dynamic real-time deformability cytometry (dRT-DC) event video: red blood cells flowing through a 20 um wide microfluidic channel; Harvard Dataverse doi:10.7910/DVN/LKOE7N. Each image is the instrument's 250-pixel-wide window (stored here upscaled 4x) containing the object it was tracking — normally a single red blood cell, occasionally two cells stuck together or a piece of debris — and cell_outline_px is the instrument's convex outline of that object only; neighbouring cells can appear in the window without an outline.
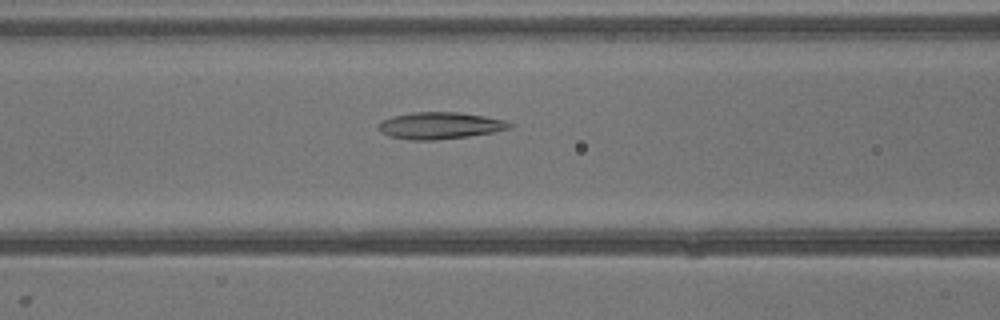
{"species": "common noctule bat (a hibernating species)", "species_latin": "Nyctalus noctula", "temperature_condition": "warm", "stored_images_in_passage": 40, "camera_frame_rate_fps": 3000, "um_per_image_px": 0.085, "animal": {"sex": "male", "body_mass_g": 13.3}, "frame": {"image": 1, "passage_image": 17, "time_ms": 5.333, "image_size_px": [1000, 320], "cell_outline_px": [[512, 128], [492, 132], [468, 136], [432, 140], [408, 140], [392, 136], [376, 128], [376, 124], [380, 120], [392, 116], [412, 112], [460, 112], [484, 116], [504, 120], [512, 124]], "centroid_in_image_um": [37.36, 10.66], "position_along_channel_um": 129.2, "area_um2": 20.46}}
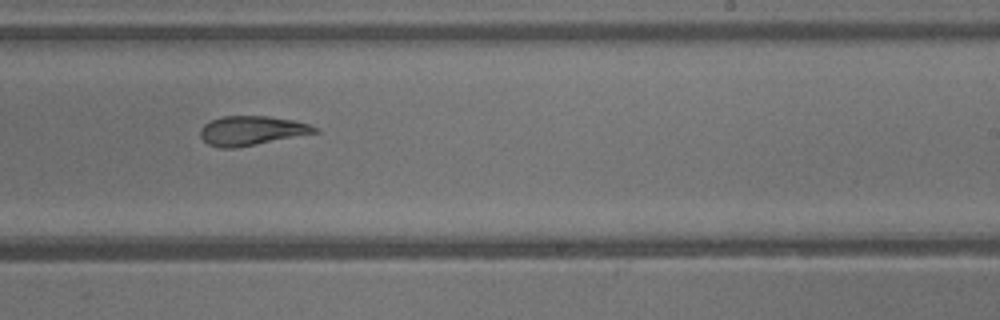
{"frame": {"image": 2, "passage_image": 25, "time_ms": 8.0, "image_size_px": [1000, 320], "cell_outline_px": [[320, 132], [236, 148], [220, 148], [208, 144], [200, 136], [200, 128], [204, 124], [212, 120], [224, 116], [268, 116], [292, 120], [308, 124], [320, 128]], "centroid_in_image_um": [21.39, 11.11], "position_along_channel_um": 267.6, "area_um2": 19.54}}
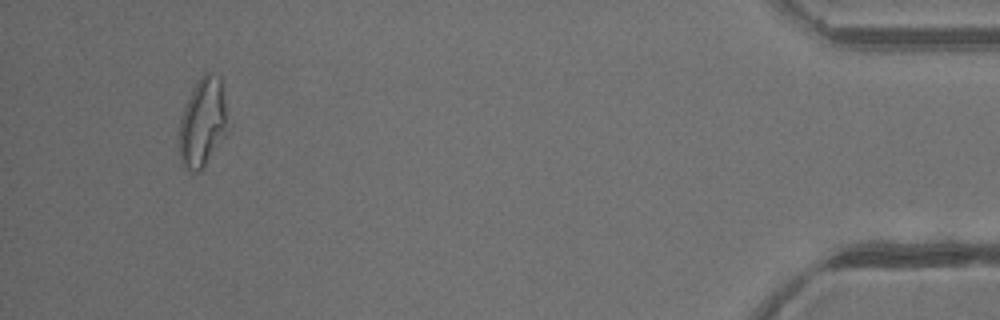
{"frame": {"image": 3, "passage_image": 38, "time_ms": 12.333, "image_size_px": [1000, 320], "cell_outline_px": [[232, 124], [228, 132], [200, 172], [192, 172], [180, 160], [180, 120], [184, 108], [200, 76], [204, 72], [208, 72], [220, 76]], "centroid_in_image_um": [17.32, 10.39], "position_along_channel_um": 417.9, "area_um2": 25.55}}